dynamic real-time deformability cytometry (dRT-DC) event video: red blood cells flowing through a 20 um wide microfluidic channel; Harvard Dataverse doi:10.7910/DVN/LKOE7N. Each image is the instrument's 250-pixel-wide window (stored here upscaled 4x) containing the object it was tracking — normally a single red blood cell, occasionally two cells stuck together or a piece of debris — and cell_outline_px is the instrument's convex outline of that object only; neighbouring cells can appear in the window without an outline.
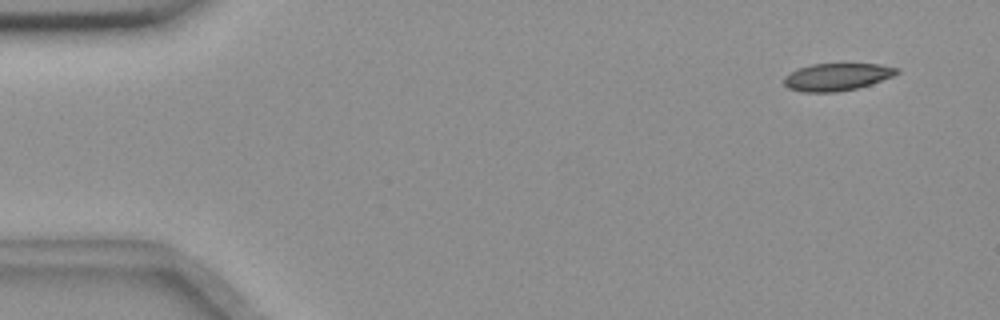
{"species": "common noctule bat (a hibernating species)", "species_latin": "Nyctalus noctula", "temperature_condition": "room temperature", "stored_images_in_passage": 10, "camera_frame_rate_fps": 3000, "um_per_image_px": 0.085, "animal": {"sex": "female", "body_mass_g": 18.4}, "frame": {"image": 1, "passage_image": 1, "time_ms": 0.0, "image_size_px": [1000, 320], "cell_outline_px": [[900, 72], [892, 76], [856, 88], [836, 92], [804, 92], [788, 88], [784, 84], [784, 76], [800, 68], [812, 64], [880, 64], [900, 68]], "centroid_in_image_um": [71.13, 6.53], "position_along_channel_um": 13.9, "area_um2": 17.74}}
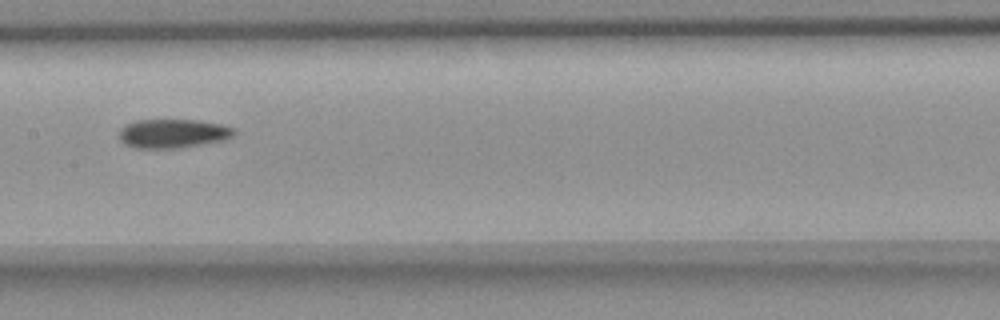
{"frame": {"image": 2, "passage_image": 7, "time_ms": 8.0, "image_size_px": [1000, 320], "cell_outline_px": [[236, 132], [232, 136], [224, 140], [180, 148], [136, 148], [124, 144], [120, 140], [120, 128], [124, 124], [136, 120], [200, 120], [220, 124], [236, 128]], "centroid_in_image_um": [14.69, 11.34], "position_along_channel_um": 192.7, "area_um2": 19.54}}
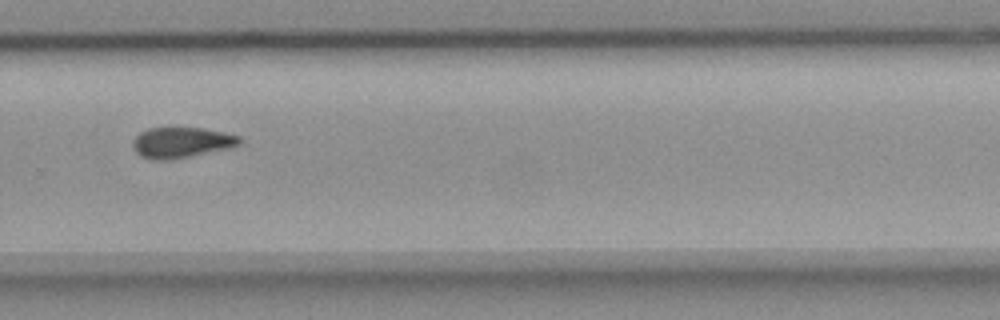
{"frame": {"image": 3, "passage_image": 10, "time_ms": 11.333, "image_size_px": [1000, 320], "cell_outline_px": [[240, 144], [228, 148], [168, 160], [152, 160], [140, 156], [132, 148], [132, 140], [140, 132], [148, 128], [204, 128], [224, 132], [240, 136]], "centroid_in_image_um": [15.37, 12.11], "position_along_channel_um": 314.4, "area_um2": 18.96}}